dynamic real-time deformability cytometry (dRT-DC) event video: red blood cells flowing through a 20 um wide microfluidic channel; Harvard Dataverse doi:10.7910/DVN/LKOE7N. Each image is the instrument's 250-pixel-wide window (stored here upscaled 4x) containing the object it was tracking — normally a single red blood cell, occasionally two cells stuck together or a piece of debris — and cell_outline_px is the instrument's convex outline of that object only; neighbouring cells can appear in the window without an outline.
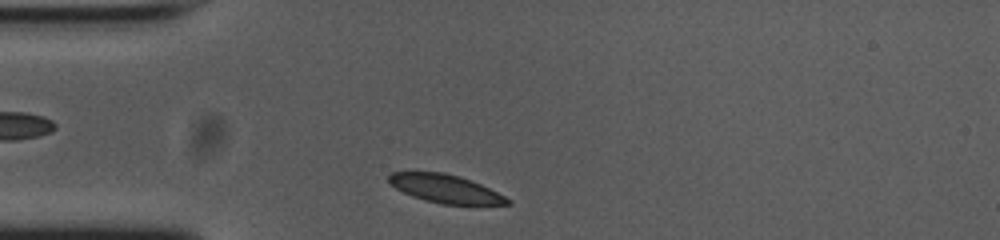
{"species": "common noctule bat (a hibernating species)", "species_latin": "Nyctalus noctula", "temperature_condition": "cold", "stored_images_in_passage": 31, "camera_frame_rate_fps": 3000, "um_per_image_px": 0.085, "animal": {"sex": "female", "body_mass_g": 23.0, "forearm_length_mm": 53.4}, "frame": {"image": 1, "passage_image": 1, "time_ms": 0.0, "image_size_px": [1000, 240], "cell_outline_px": [[512, 204], [440, 204], [424, 200], [412, 196], [396, 188], [388, 180], [388, 176], [392, 172], [444, 172], [480, 184], [512, 200]], "centroid_in_image_um": [37.84, 16.04], "position_along_channel_um": 47.2, "area_um2": 19.13}}
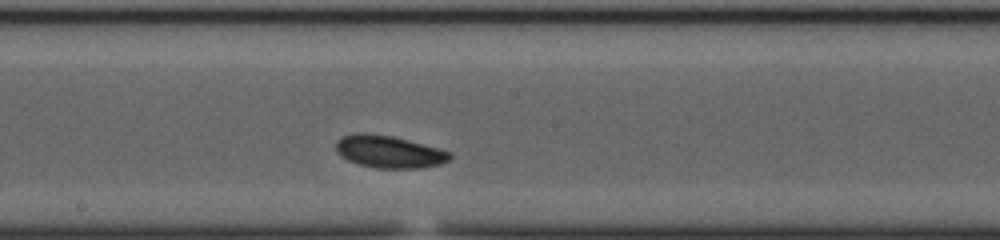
{"frame": {"image": 2, "passage_image": 16, "time_ms": 5.0, "image_size_px": [1000, 240], "cell_outline_px": [[452, 156], [448, 160], [440, 164], [420, 168], [376, 168], [360, 164], [348, 160], [340, 156], [336, 152], [336, 140], [344, 136], [356, 132], [364, 132], [392, 136], [440, 148], [452, 152]], "centroid_in_image_um": [33.06, 12.89], "position_along_channel_um": 215.1, "area_um2": 21.56}}
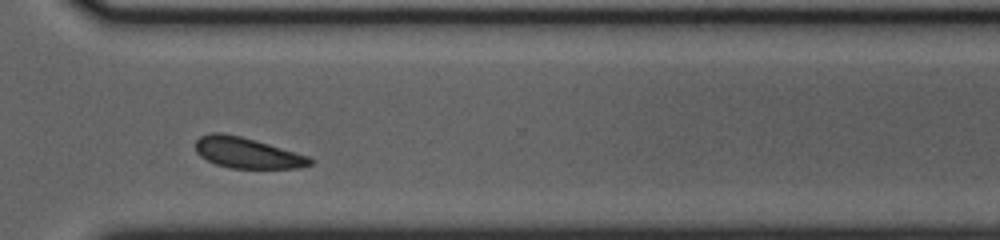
{"frame": {"image": 3, "passage_image": 27, "time_ms": 8.667, "image_size_px": [1000, 240], "cell_outline_px": [[316, 160], [312, 164], [300, 168], [232, 168], [216, 164], [200, 156], [196, 152], [196, 140], [200, 136], [212, 132], [220, 132], [240, 136], [268, 144], [308, 156]], "centroid_in_image_um": [21.01, 12.99], "position_along_channel_um": 349.6, "area_um2": 20.35}, "authors_computed_cell_mechanics": {"area_um2": 20.9814, "velocity_mm_per_s": 3.6504, "shape_relaxation_time_tau1_ms": 1.8371, "shape_relaxation_time_tau2_ms": null, "deformation_change_tau1": 0.0811, "deformation_change_tau2": null}}